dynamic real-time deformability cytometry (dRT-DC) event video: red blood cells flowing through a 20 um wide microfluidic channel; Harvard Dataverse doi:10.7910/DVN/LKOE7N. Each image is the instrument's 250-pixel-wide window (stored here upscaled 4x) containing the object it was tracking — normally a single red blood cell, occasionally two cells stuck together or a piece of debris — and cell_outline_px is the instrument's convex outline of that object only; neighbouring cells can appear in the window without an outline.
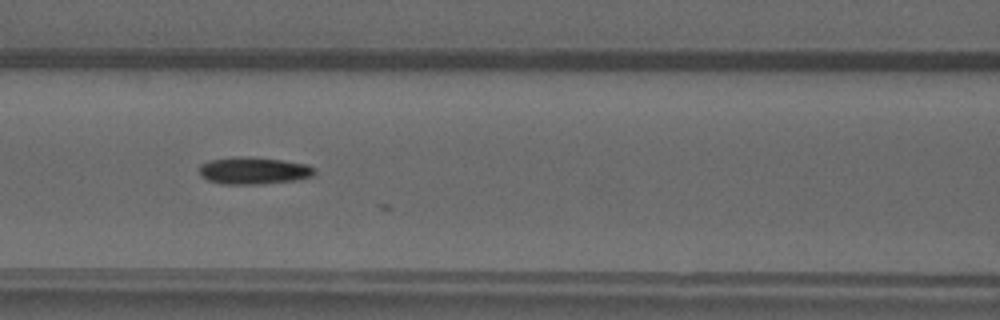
{"species": "common noctule bat (a hibernating species)", "species_latin": "Nyctalus noctula", "temperature_condition": "warm", "stored_images_in_passage": 25, "camera_frame_rate_fps": 3000, "um_per_image_px": 0.085, "animal": {"sex": "male", "forearm_length_mm": 52.5}, "frame": {"image": 1, "passage_image": 19, "time_ms": 6.0, "image_size_px": [1000, 320], "cell_outline_px": [[316, 172], [312, 176], [296, 180], [260, 184], [220, 184], [208, 180], [200, 176], [200, 164], [212, 160], [280, 160], [308, 164], [316, 168]], "centroid_in_image_um": [21.63, 14.57], "position_along_channel_um": 145.0, "area_um2": 17.17}}